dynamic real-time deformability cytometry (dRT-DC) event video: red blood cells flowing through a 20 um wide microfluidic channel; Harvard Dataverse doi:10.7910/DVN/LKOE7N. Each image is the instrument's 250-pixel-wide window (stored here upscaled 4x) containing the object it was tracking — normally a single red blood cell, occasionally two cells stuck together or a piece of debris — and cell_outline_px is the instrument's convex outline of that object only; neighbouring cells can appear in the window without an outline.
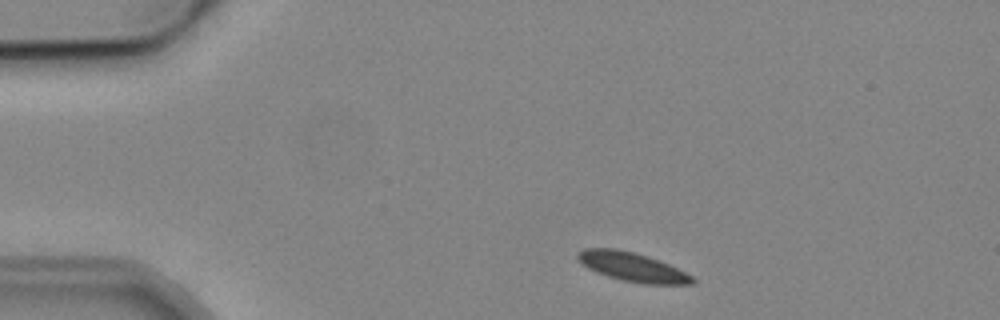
{"species": "common noctule bat (a hibernating species)", "species_latin": "Nyctalus noctula", "temperature_condition": "cold", "stored_images_in_passage": 2, "camera_frame_rate_fps": 3000, "um_per_image_px": 0.085, "animal": {"sex": "male", "body_mass_g": 19.2, "forearm_length_mm": 51.8}, "frame": {"image": 1, "passage_image": 1, "time_ms": 0.0, "image_size_px": [1000, 320], "cell_outline_px": [[696, 280], [692, 284], [644, 284], [624, 280], [608, 276], [596, 272], [580, 264], [576, 256], [584, 248], [616, 248], [648, 256], [668, 264], [692, 276]], "centroid_in_image_um": [53.72, 22.68], "position_along_channel_um": 31.3, "area_um2": 19.19}}